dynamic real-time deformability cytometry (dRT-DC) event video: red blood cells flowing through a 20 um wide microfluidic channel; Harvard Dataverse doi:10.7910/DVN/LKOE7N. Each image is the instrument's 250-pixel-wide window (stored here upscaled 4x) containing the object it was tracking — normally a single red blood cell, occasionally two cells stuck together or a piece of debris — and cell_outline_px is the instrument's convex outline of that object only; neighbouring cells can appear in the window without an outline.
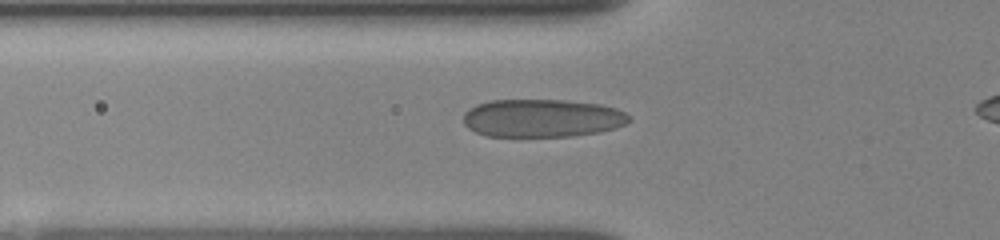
{"species": "human", "species_latin": "Homo sapiens", "temperature_condition": "room temperature", "stored_images_in_passage": 30, "camera_frame_rate_fps": 3000, "um_per_image_px": 0.085, "donor": {"sex": "female"}, "frame": {"image": 1, "passage_image": 24, "time_ms": 3.667, "image_size_px": [1000, 240], "cell_outline_px": [[632, 120], [616, 128], [600, 132], [572, 136], [488, 136], [476, 132], [468, 128], [464, 124], [464, 112], [476, 104], [492, 100], [564, 100], [600, 104], [616, 108], [624, 112]], "centroid_in_image_um": [46.09, 10.04], "position_along_channel_um": 79.7, "area_um2": 36.76}}